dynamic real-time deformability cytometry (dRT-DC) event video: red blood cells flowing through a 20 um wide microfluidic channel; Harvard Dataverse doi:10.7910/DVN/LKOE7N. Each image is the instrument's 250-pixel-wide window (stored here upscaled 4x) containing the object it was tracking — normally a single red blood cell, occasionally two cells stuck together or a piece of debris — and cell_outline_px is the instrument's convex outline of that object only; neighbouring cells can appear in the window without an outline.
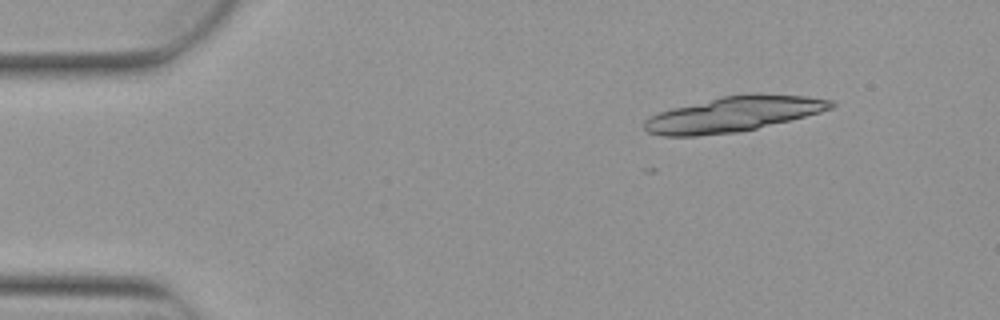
{"species": "Egyptian fruit bat (a non-hibernating species)", "species_latin": "Rousettus aegyptiacus", "temperature_condition": "warm", "stored_images_in_passage": 5, "segment_of_instrument_passage": [2, 2], "camera_frame_rate_fps": 3000, "um_per_image_px": 0.085, "animal": {"sex": "female"}, "frame": {"image": 1, "passage_image": 5, "time_ms": 1.333, "image_size_px": [1000, 320], "cell_outline_px": [[836, 104], [832, 108], [820, 112], [740, 132], [696, 136], [660, 136], [648, 132], [644, 128], [644, 120], [648, 116], [672, 108], [720, 96], [752, 92], [756, 92], [804, 96], [832, 100]], "centroid_in_image_um": [62.31, 9.69], "position_along_channel_um": 22.7, "area_um2": 38.49}}